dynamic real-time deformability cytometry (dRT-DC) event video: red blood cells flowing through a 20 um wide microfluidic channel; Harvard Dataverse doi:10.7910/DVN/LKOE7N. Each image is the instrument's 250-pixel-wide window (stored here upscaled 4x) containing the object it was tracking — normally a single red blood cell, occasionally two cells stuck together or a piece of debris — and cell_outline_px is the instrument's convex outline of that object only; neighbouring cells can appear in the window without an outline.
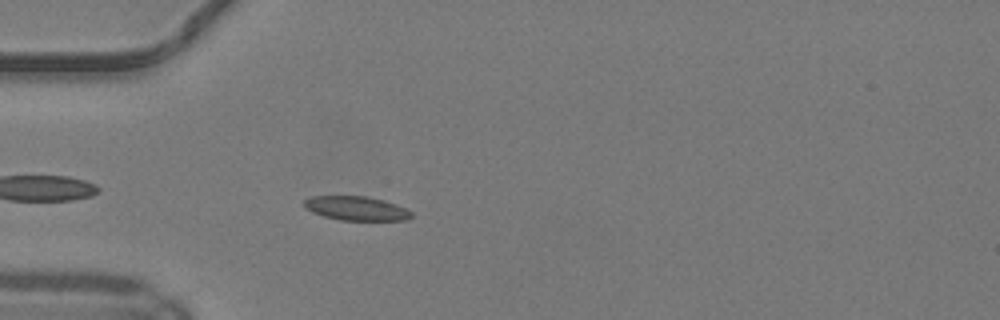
{"species": "common noctule bat (a hibernating species)", "species_latin": "Nyctalus noctula", "temperature_condition": "warm", "stored_images_in_passage": 39, "camera_frame_rate_fps": 3000, "um_per_image_px": 0.085, "animal": {"sex": "male", "body_mass_g": 19.2, "forearm_length_mm": 51.8}, "frame": {"image": 1, "passage_image": 4, "time_ms": 1.0, "image_size_px": [1000, 320], "cell_outline_px": [[412, 216], [408, 220], [340, 220], [324, 216], [312, 212], [304, 208], [304, 200], [312, 196], [364, 196], [384, 200], [396, 204], [412, 212]], "centroid_in_image_um": [30.27, 17.71], "position_along_channel_um": 54.7, "area_um2": 15.03}}
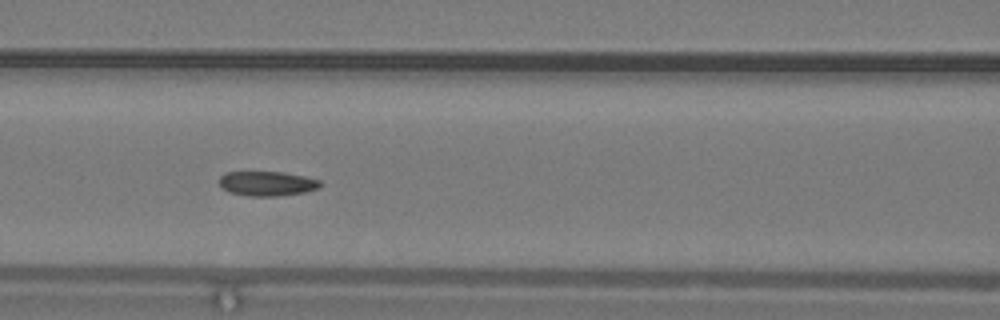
{"frame": {"image": 2, "passage_image": 11, "time_ms": 3.333, "image_size_px": [1000, 320], "cell_outline_px": [[320, 188], [304, 192], [280, 196], [252, 196], [228, 192], [220, 184], [220, 176], [224, 172], [284, 172], [304, 176], [320, 180]], "centroid_in_image_um": [22.71, 15.6], "position_along_channel_um": 143.9, "area_um2": 14.45}}
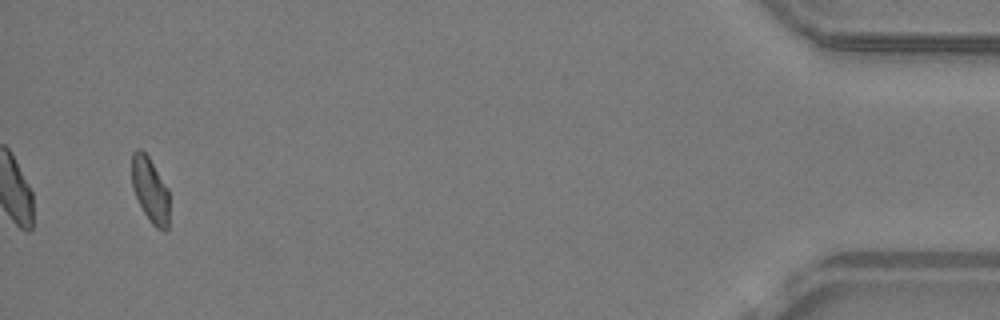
{"frame": {"image": 3, "passage_image": 37, "time_ms": 12.0, "image_size_px": [1000, 320], "cell_outline_px": [[168, 228], [164, 232], [156, 228], [148, 220], [132, 188], [132, 152], [136, 148], [140, 148], [148, 156], [168, 188]], "centroid_in_image_um": [12.76, 16.14], "position_along_channel_um": 422.4, "area_um2": 14.22}, "authors_computed_cell_mechanics": {"area_um2": 14.9124, "velocity_mm_per_s": 4.1648, "shape_relaxation_time_tau1_ms": 11.1006, "shape_relaxation_time_tau2_ms": 6.2005, "deformation_change_tau1": 0.1833, "deformation_change_tau2": 0.071}}